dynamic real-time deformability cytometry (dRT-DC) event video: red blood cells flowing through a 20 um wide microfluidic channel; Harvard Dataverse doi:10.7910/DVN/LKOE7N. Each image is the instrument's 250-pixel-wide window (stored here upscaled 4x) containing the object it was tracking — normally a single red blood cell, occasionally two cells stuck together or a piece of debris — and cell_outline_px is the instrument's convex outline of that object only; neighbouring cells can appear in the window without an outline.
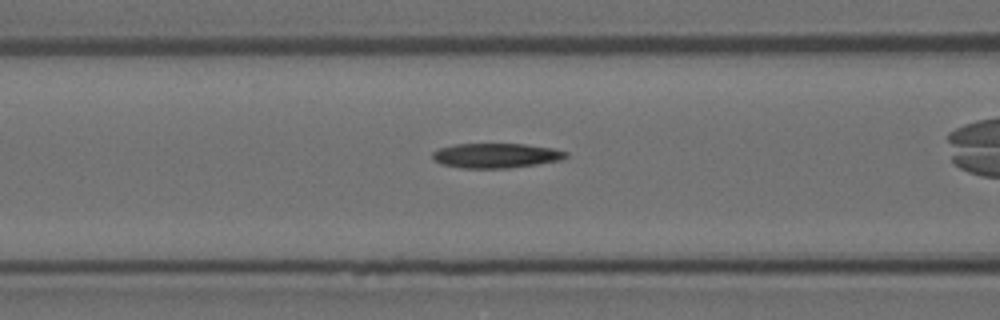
{"species": "Egyptian fruit bat (a non-hibernating species)", "species_latin": "Rousettus aegyptiacus", "temperature_condition": "room temperature", "stored_images_in_passage": 31, "camera_frame_rate_fps": 3000, "um_per_image_px": 0.085, "animal": {"sex": "female"}, "frame": {"image": 1, "passage_image": 8, "time_ms": 2.333, "image_size_px": [1000, 320], "cell_outline_px": [[568, 156], [560, 160], [536, 164], [508, 168], [460, 168], [440, 164], [432, 156], [432, 152], [440, 148], [456, 144], [524, 144], [552, 148], [568, 152]], "centroid_in_image_um": [42.15, 13.22], "position_along_channel_um": 124.4, "area_um2": 19.13}}
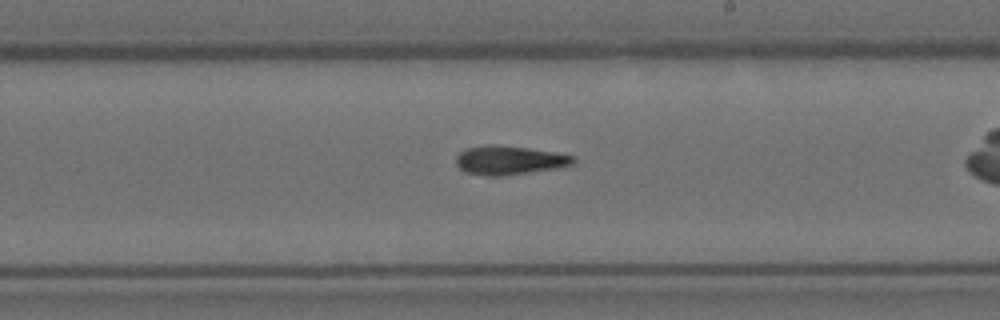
{"frame": {"image": 2, "passage_image": 18, "time_ms": 5.667, "image_size_px": [1000, 320], "cell_outline_px": [[576, 160], [572, 164], [556, 168], [500, 176], [484, 176], [464, 172], [456, 164], [456, 156], [464, 148], [488, 144], [528, 148], [576, 156]], "centroid_in_image_um": [43.24, 13.62], "position_along_channel_um": 245.8, "area_um2": 19.65}}
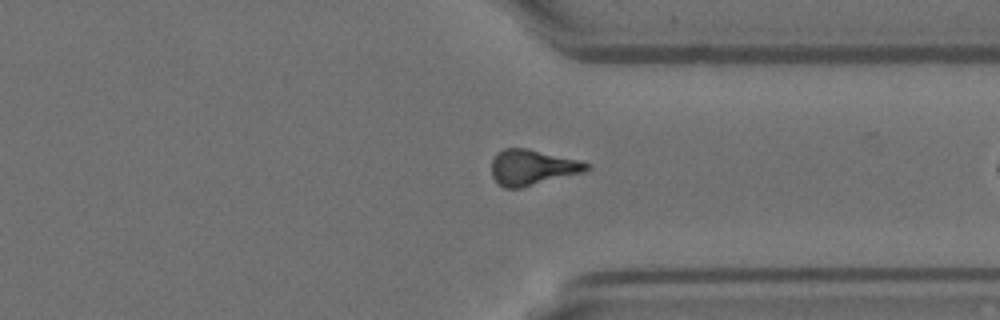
{"frame": {"image": 3, "passage_image": 28, "time_ms": 9.0, "image_size_px": [1000, 320], "cell_outline_px": [[592, 168], [584, 172], [520, 188], [504, 188], [492, 176], [492, 160], [496, 152], [504, 148], [528, 148], [580, 160], [592, 164]], "centroid_in_image_um": [45.28, 14.21], "position_along_channel_um": 366.1, "area_um2": 19.83}}